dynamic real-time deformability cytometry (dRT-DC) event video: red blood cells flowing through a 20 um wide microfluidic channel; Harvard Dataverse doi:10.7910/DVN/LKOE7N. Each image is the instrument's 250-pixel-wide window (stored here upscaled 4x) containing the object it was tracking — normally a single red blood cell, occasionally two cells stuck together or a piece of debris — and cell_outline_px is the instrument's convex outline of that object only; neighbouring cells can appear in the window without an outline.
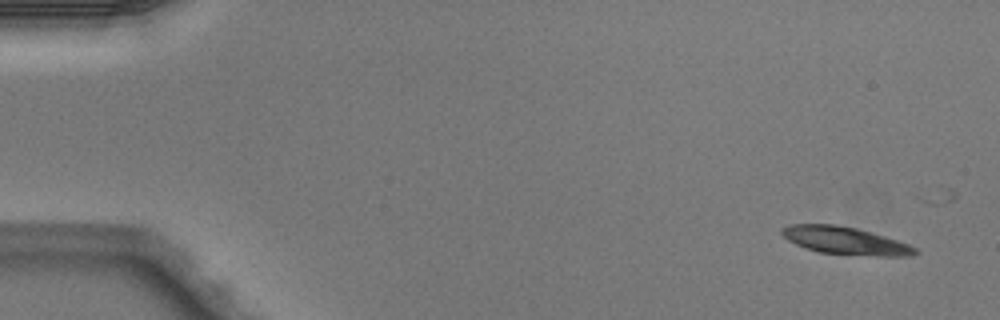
{"species": "Egyptian fruit bat (a non-hibernating species)", "species_latin": "Rousettus aegyptiacus", "temperature_condition": "warm", "stored_images_in_passage": 4, "camera_frame_rate_fps": 3000, "um_per_image_px": 0.085, "animal": {"sex": "male"}, "frame": {"image": 1, "passage_image": 1, "time_ms": 0.0, "image_size_px": [1000, 320], "cell_outline_px": [[920, 252], [912, 256], [876, 256], [820, 252], [804, 248], [788, 240], [780, 232], [780, 228], [792, 224], [836, 224], [856, 228], [884, 236], [908, 244], [916, 248]], "centroid_in_image_um": [71.84, 20.45], "position_along_channel_um": 13.2, "area_um2": 21.33}}